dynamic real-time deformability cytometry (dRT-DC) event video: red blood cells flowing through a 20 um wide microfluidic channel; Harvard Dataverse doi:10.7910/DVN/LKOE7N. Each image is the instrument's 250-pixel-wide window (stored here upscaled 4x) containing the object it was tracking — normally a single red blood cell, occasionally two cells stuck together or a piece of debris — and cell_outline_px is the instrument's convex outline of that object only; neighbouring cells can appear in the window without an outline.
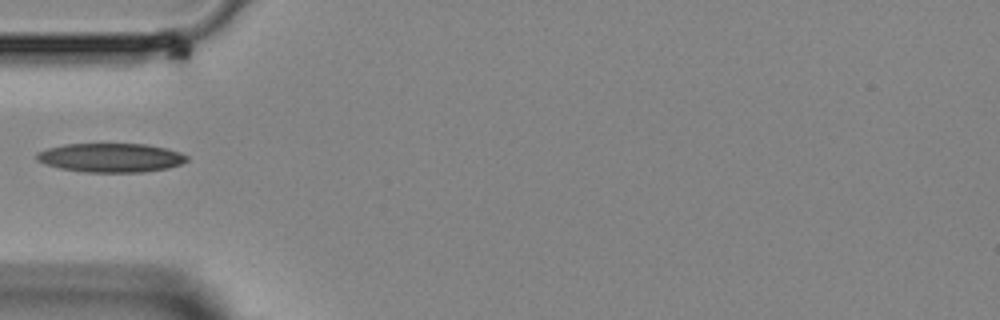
{"species": "Egyptian fruit bat (a non-hibernating species)", "species_latin": "Rousettus aegyptiacus", "temperature_condition": "room temperature", "stored_images_in_passage": 11, "segment_of_instrument_passage": [1, 2], "camera_frame_rate_fps": 3000, "um_per_image_px": 0.085, "animal": {"sex": "female"}, "frame": {"image": 1, "passage_image": 1, "time_ms": 0.0, "image_size_px": [1000, 320], "cell_outline_px": [[188, 160], [180, 164], [168, 168], [144, 172], [84, 172], [60, 168], [44, 164], [36, 160], [36, 152], [48, 148], [64, 144], [144, 144], [164, 148], [180, 152], [188, 156]], "centroid_in_image_um": [9.39, 13.41], "position_along_channel_um": 75.6, "area_um2": 25.37}}